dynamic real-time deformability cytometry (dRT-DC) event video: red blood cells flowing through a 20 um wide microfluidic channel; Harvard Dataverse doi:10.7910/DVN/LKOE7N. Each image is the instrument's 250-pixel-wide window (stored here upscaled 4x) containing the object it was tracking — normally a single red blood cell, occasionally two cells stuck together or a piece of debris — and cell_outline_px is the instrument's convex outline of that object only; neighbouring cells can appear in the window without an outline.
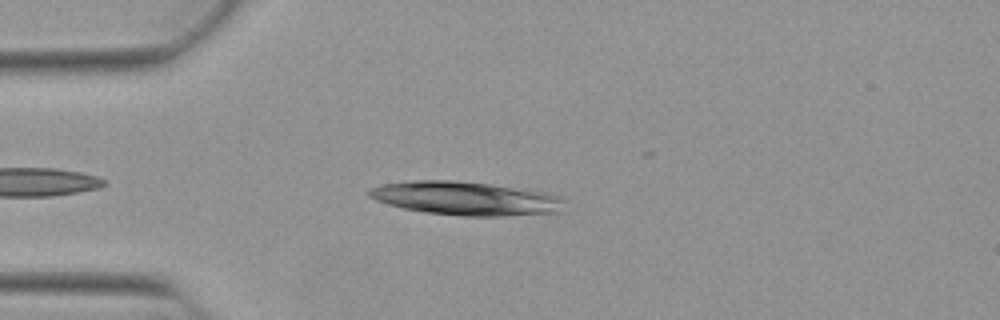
{"species": "Egyptian fruit bat (a non-hibernating species)", "species_latin": "Rousettus aegyptiacus", "temperature_condition": "warm", "stored_images_in_passage": 37, "camera_frame_rate_fps": 3000, "um_per_image_px": 0.085, "animal": {"sex": "female"}, "frame": {"image": 1, "passage_image": 5, "time_ms": 1.333, "image_size_px": [1000, 320], "cell_outline_px": [[568, 200], [564, 212], [504, 216], [464, 216], [424, 212], [404, 208], [388, 204], [376, 200], [368, 196], [368, 188], [380, 184], [408, 180], [456, 180], [488, 184], [544, 192]], "centroid_in_image_um": [39.6, 16.86], "position_along_channel_um": 45.4, "area_um2": 38.61}}